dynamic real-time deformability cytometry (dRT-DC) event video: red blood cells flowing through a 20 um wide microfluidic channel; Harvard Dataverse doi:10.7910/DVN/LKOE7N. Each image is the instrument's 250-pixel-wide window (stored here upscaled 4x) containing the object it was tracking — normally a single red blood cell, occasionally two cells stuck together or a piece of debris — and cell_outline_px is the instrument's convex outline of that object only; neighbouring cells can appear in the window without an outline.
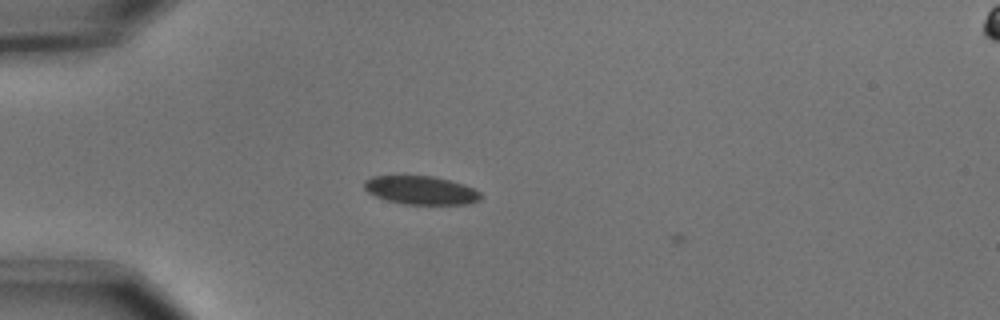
{"species": "common noctule bat (a hibernating species)", "species_latin": "Nyctalus noctula", "temperature_condition": "cold", "stored_images_in_passage": 4, "camera_frame_rate_fps": 3000, "um_per_image_px": 0.085, "animal": {"sex": "male", "body_mass_g": 15.6}, "frame": {"image": 1, "passage_image": 3, "time_ms": 0.667, "image_size_px": [1000, 320], "cell_outline_px": [[480, 200], [468, 204], [404, 204], [388, 200], [376, 196], [368, 192], [364, 188], [364, 180], [372, 176], [432, 176], [464, 184], [480, 192]], "centroid_in_image_um": [35.77, 16.17], "position_along_channel_um": 49.2, "area_um2": 19.13}}